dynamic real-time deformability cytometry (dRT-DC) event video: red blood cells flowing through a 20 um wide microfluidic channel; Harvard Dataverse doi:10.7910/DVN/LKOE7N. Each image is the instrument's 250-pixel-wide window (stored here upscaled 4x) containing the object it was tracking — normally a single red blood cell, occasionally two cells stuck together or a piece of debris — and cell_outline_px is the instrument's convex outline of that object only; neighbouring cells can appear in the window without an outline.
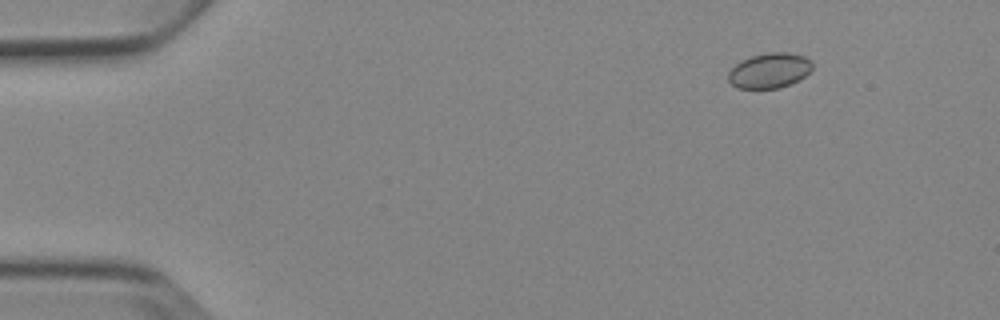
{"species": "Egyptian fruit bat (a non-hibernating species)", "species_latin": "Rousettus aegyptiacus", "temperature_condition": "cold", "stored_images_in_passage": 9, "camera_frame_rate_fps": 3000, "um_per_image_px": 0.085, "animal": {"sex": "female"}, "frame": {"image": 1, "passage_image": 2, "time_ms": 1.0, "image_size_px": [1000, 320], "cell_outline_px": [[812, 68], [800, 80], [792, 84], [780, 88], [736, 88], [728, 80], [728, 72], [740, 60], [752, 56], [768, 52], [788, 52], [804, 56], [812, 60]], "centroid_in_image_um": [65.41, 5.99], "position_along_channel_um": 19.6, "area_um2": 17.34}}
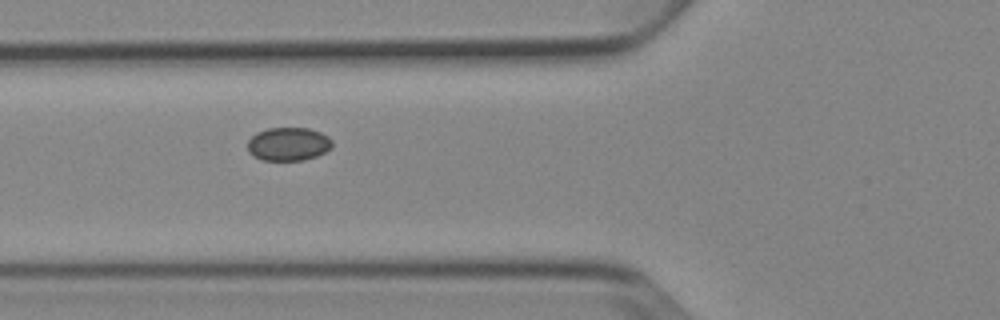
{"frame": {"image": 2, "passage_image": 6, "time_ms": 5.667, "image_size_px": [1000, 320], "cell_outline_px": [[332, 148], [316, 156], [304, 160], [260, 160], [252, 156], [248, 152], [248, 140], [256, 132], [268, 128], [308, 128], [320, 132], [328, 136], [332, 140]], "centroid_in_image_um": [24.49, 12.24], "position_along_channel_um": 101.3, "area_um2": 16.59}}
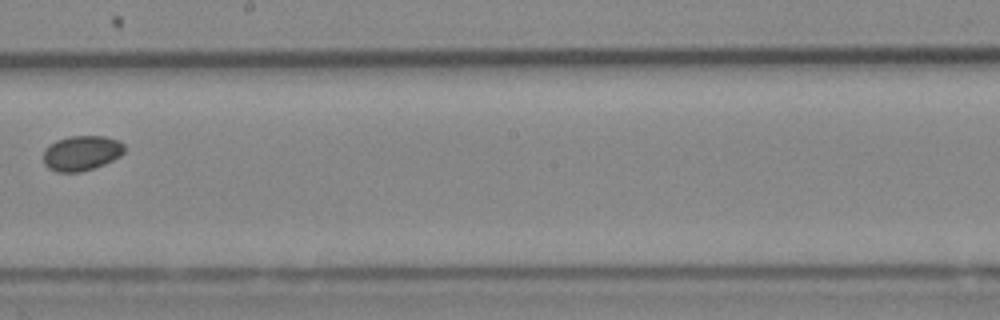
{"frame": {"image": 3, "passage_image": 9, "time_ms": 9.333, "image_size_px": [1000, 320], "cell_outline_px": [[124, 152], [120, 156], [104, 164], [80, 172], [56, 172], [48, 168], [44, 164], [44, 148], [48, 144], [56, 140], [68, 136], [104, 136], [120, 140], [124, 144]], "centroid_in_image_um": [6.91, 13.0], "position_along_channel_um": 241.3, "area_um2": 16.7}}